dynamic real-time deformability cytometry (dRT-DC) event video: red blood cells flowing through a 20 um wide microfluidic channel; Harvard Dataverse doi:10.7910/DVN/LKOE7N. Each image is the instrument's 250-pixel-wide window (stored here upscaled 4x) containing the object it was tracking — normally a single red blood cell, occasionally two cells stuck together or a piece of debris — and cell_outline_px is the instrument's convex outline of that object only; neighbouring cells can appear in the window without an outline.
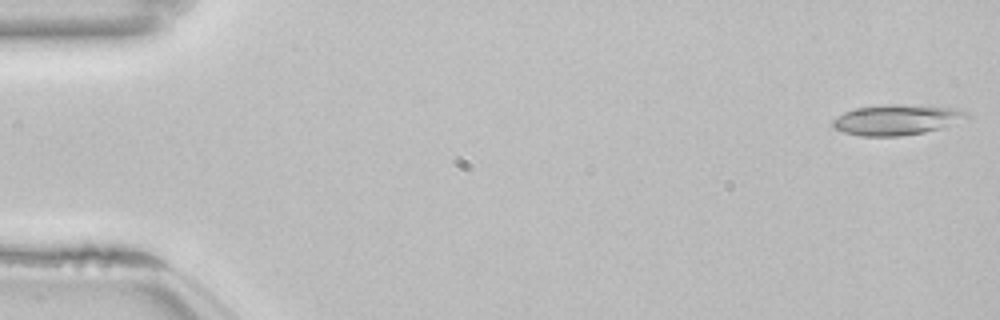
{"species": "common noctule bat (a hibernating species)", "species_latin": "Nyctalus noctula", "temperature_condition": "room temperature", "stored_images_in_passage": 53, "camera_frame_rate_fps": 3000, "um_per_image_px": 0.085, "animal": {"sex": "female", "body_mass_g": 22.7, "forearm_length_mm": 54.2}, "frame": {"image": 1, "passage_image": 1, "time_ms": 0.0, "image_size_px": [1000, 320], "cell_outline_px": [[968, 116], [940, 128], [924, 132], [900, 136], [860, 136], [844, 132], [832, 128], [832, 120], [844, 112], [856, 108], [892, 104], [900, 104], [956, 108], [968, 112]], "centroid_in_image_um": [76.15, 10.18], "position_along_channel_um": 8.9, "area_um2": 23.41}}
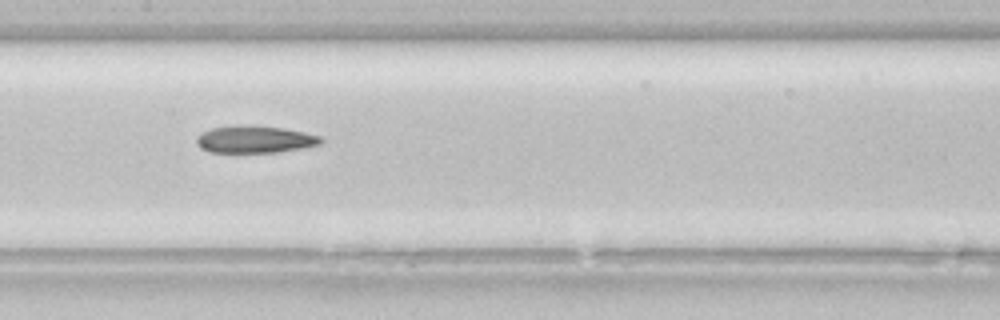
{"frame": {"image": 2, "passage_image": 26, "time_ms": 8.333, "image_size_px": [1000, 320], "cell_outline_px": [[324, 140], [320, 144], [304, 148], [276, 152], [208, 152], [200, 148], [196, 144], [196, 136], [200, 132], [212, 128], [240, 124], [252, 124], [284, 128], [304, 132], [320, 136]], "centroid_in_image_um": [21.63, 11.83], "position_along_channel_um": 185.8, "area_um2": 20.11}}
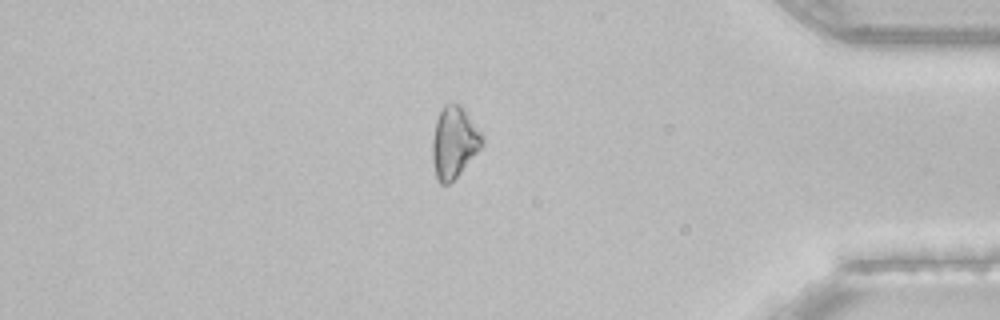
{"frame": {"image": 3, "passage_image": 45, "time_ms": 14.667, "image_size_px": [1000, 320], "cell_outline_px": [[484, 144], [460, 172], [448, 184], [440, 184], [436, 176], [432, 160], [432, 140], [436, 120], [444, 104], [460, 104], [464, 108], [484, 136]], "centroid_in_image_um": [38.6, 12.08], "position_along_channel_um": 396.6, "area_um2": 20.58}}